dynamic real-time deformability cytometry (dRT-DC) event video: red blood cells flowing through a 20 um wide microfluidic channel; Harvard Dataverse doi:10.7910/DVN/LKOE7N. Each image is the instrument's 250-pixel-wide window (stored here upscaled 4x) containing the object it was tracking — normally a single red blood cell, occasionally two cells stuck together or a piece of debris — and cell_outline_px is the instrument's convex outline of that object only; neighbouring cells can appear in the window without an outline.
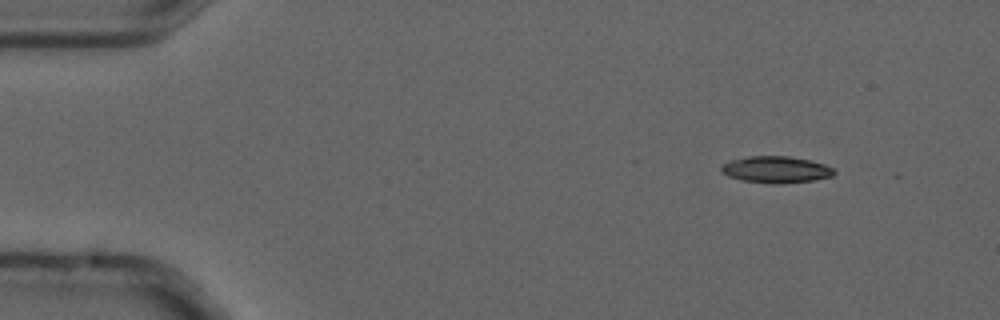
{"species": "common noctule bat (a hibernating species)", "species_latin": "Nyctalus noctula", "temperature_condition": "cold", "stored_images_in_passage": 5, "camera_frame_rate_fps": 3000, "um_per_image_px": 0.085, "animal": {"sex": "male", "forearm_length_mm": 52.5}, "frame": {"image": 1, "passage_image": 1, "time_ms": 0.0, "image_size_px": [1000, 320], "cell_outline_px": [[836, 172], [832, 176], [812, 180], [776, 184], [772, 184], [740, 180], [728, 176], [720, 172], [720, 168], [724, 164], [732, 160], [748, 156], [788, 156], [808, 160], [824, 164], [832, 168]], "centroid_in_image_um": [65.93, 14.42], "position_along_channel_um": 19.1, "area_um2": 17.4}}
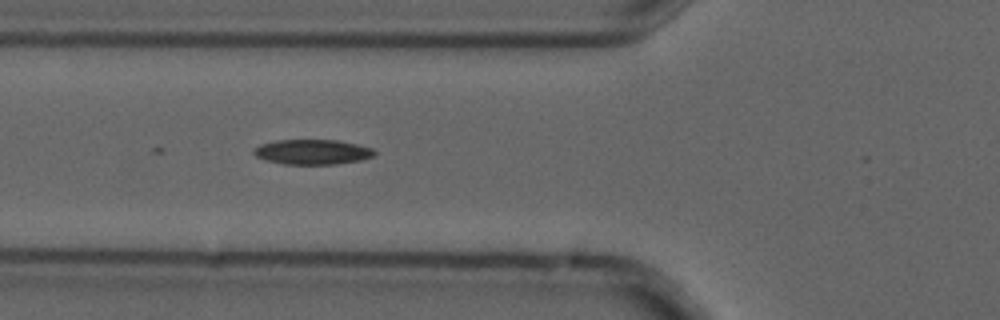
{"frame": {"image": 2, "passage_image": 5, "time_ms": 1.333, "image_size_px": [1000, 320], "cell_outline_px": [[376, 152], [372, 156], [360, 160], [336, 164], [284, 164], [268, 160], [256, 156], [252, 152], [260, 144], [276, 140], [340, 140], [372, 148]], "centroid_in_image_um": [26.56, 12.91], "position_along_channel_um": 99.2, "area_um2": 17.4}}